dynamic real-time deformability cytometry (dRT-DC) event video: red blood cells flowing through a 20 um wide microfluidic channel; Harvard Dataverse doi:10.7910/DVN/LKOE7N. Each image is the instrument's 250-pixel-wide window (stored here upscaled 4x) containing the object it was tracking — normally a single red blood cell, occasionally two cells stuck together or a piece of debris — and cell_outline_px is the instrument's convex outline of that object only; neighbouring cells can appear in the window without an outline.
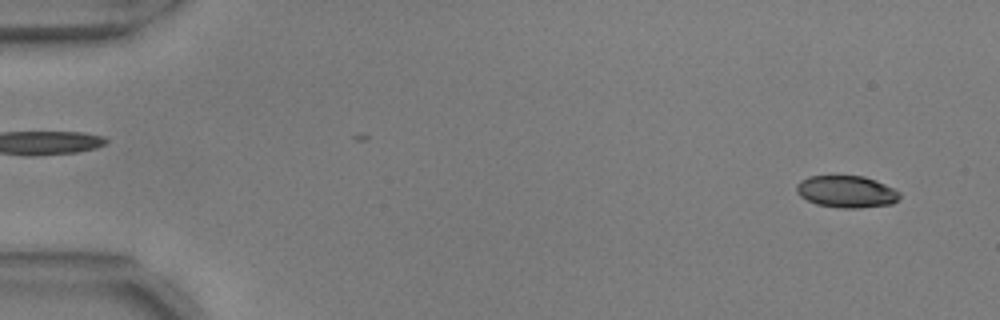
{"species": "common noctule bat (a hibernating species)", "species_latin": "Nyctalus noctula", "temperature_condition": "warm", "stored_images_in_passage": 15, "camera_frame_rate_fps": 3000, "um_per_image_px": 0.085, "animal": {"sex": "male", "body_mass_g": 17.9, "forearm_length_mm": 54.2}, "frame": {"image": 1, "passage_image": 3, "time_ms": 0.667, "image_size_px": [1000, 320], "cell_outline_px": [[900, 196], [892, 204], [860, 208], [840, 208], [816, 204], [800, 196], [796, 192], [796, 184], [800, 180], [808, 176], [864, 176], [876, 180], [900, 192]], "centroid_in_image_um": [71.93, 16.29], "position_along_channel_um": 13.1, "area_um2": 19.25}}